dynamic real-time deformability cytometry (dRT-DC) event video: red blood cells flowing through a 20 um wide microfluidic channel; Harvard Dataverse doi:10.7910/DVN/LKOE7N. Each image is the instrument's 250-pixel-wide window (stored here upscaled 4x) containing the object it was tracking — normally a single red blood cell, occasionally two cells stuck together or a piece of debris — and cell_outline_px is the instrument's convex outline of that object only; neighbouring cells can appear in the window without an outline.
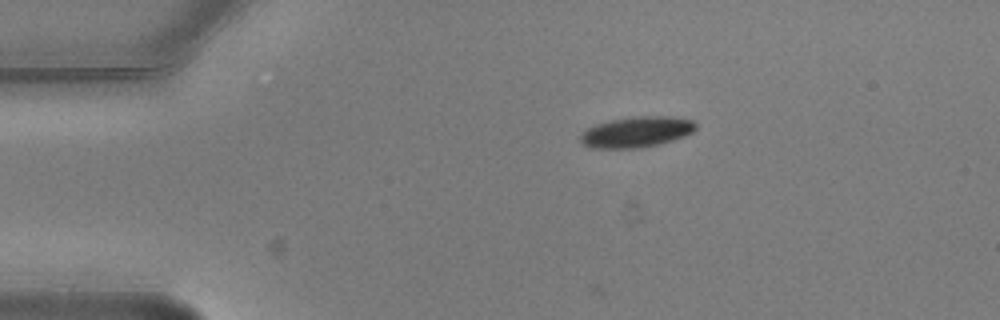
{"species": "common noctule bat (a hibernating species)", "species_latin": "Nyctalus noctula", "temperature_condition": "warm", "stored_images_in_passage": 2, "camera_frame_rate_fps": 3000, "um_per_image_px": 0.085, "animal": {"sex": "male", "body_mass_g": 20.5, "forearm_length_mm": 52.5}, "frame": {"image": 1, "passage_image": 1, "time_ms": 0.0, "image_size_px": [1000, 320], "cell_outline_px": [[696, 128], [692, 132], [684, 136], [660, 144], [636, 148], [592, 148], [584, 144], [580, 140], [580, 136], [588, 128], [596, 124], [608, 120], [632, 116], [672, 116], [692, 120], [696, 124]], "centroid_in_image_um": [54.11, 11.2], "position_along_channel_um": 30.9, "area_um2": 20.63}}